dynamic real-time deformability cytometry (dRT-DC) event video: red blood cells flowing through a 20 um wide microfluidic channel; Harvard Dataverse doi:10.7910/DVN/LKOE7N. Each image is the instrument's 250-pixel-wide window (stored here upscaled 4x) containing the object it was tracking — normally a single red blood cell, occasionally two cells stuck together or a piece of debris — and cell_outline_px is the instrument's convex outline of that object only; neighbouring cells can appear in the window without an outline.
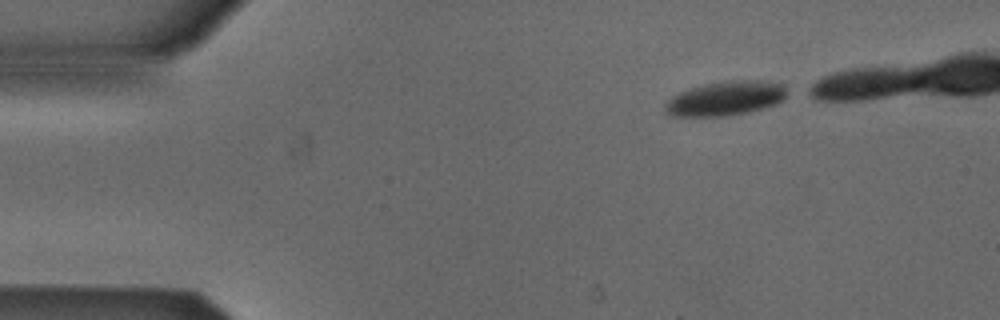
{"species": "Egyptian fruit bat (a non-hibernating species)", "species_latin": "Rousettus aegyptiacus", "temperature_condition": "cold", "stored_images_in_passage": 20, "camera_frame_rate_fps": 3000, "um_per_image_px": 0.085, "animal": {"sex": "male"}, "frame": {"image": 1, "passage_image": 1, "time_ms": 0.0, "image_size_px": [1000, 320], "cell_outline_px": [[792, 88], [776, 104], [748, 112], [728, 116], [672, 116], [664, 112], [664, 104], [672, 96], [688, 88], [704, 84], [728, 80], [760, 80], [784, 84]], "centroid_in_image_um": [61.68, 8.35], "position_along_channel_um": 23.3, "area_um2": 24.68}}
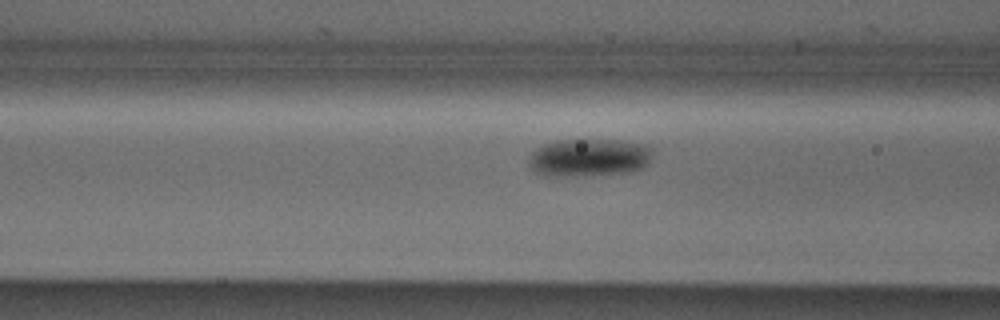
{"frame": {"image": 2, "passage_image": 14, "time_ms": 4.333, "image_size_px": [1000, 320], "cell_outline_px": [[652, 156], [648, 164], [644, 168], [628, 172], [548, 176], [536, 172], [528, 164], [528, 160], [532, 152], [536, 148], [544, 144], [556, 140], [620, 140], [644, 144], [652, 148]], "centroid_in_image_um": [50.08, 13.37], "position_along_channel_um": 116.5, "area_um2": 27.05}}
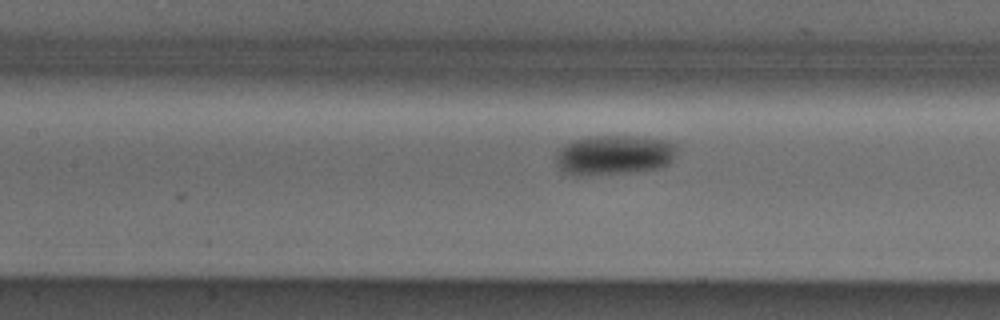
{"frame": {"image": 3, "passage_image": 17, "time_ms": 5.333, "image_size_px": [1000, 320], "cell_outline_px": [[676, 156], [668, 164], [656, 168], [632, 172], [576, 176], [564, 172], [556, 164], [556, 152], [564, 144], [572, 140], [592, 136], [632, 136], [668, 140], [676, 144]], "centroid_in_image_um": [52.18, 13.17], "position_along_channel_um": 155.2, "area_um2": 28.21}}